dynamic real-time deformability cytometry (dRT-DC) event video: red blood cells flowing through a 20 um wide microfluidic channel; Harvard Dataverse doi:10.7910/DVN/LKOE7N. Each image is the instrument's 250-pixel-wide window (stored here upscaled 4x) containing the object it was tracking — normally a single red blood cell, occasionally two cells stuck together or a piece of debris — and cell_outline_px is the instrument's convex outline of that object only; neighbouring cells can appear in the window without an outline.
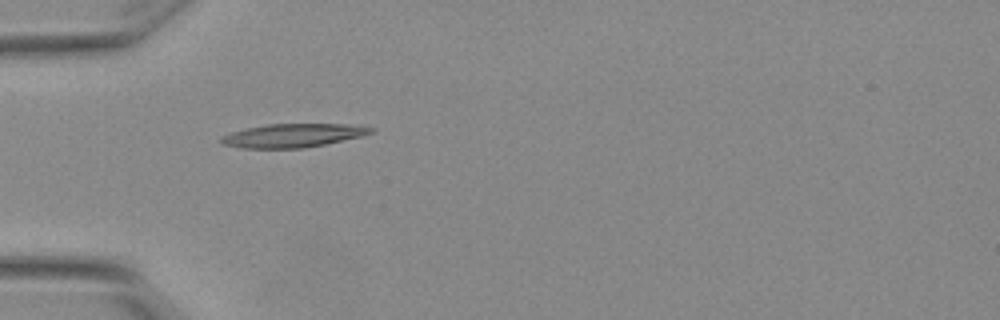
{"species": "Egyptian fruit bat (a non-hibernating species)", "species_latin": "Rousettus aegyptiacus", "temperature_condition": "warm", "stored_images_in_passage": 6, "camera_frame_rate_fps": 3000, "um_per_image_px": 0.085, "animal": {"sex": "female"}, "frame": {"image": 1, "passage_image": 5, "time_ms": 1.333, "image_size_px": [1000, 320], "cell_outline_px": [[376, 128], [372, 132], [360, 136], [324, 144], [304, 148], [240, 148], [224, 144], [220, 140], [220, 136], [232, 132], [248, 128], [268, 124], [348, 124]], "centroid_in_image_um": [24.88, 11.51], "position_along_channel_um": 60.1, "area_um2": 20.29}}
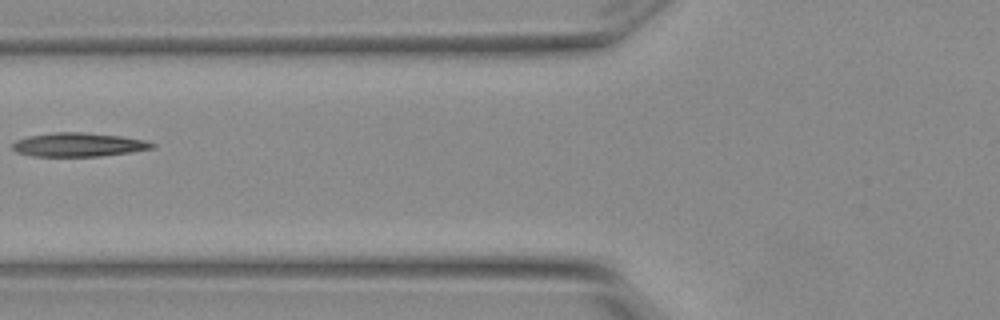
{"frame": {"image": 2, "passage_image": 6, "time_ms": 1.667, "image_size_px": [1000, 320], "cell_outline_px": [[156, 144], [152, 148], [128, 152], [100, 156], [32, 156], [16, 152], [12, 148], [12, 144], [16, 140], [28, 136], [56, 132], [84, 132], [120, 136], [144, 140]], "centroid_in_image_um": [6.62, 12.29], "position_along_channel_um": 119.2, "area_um2": 19.19}}